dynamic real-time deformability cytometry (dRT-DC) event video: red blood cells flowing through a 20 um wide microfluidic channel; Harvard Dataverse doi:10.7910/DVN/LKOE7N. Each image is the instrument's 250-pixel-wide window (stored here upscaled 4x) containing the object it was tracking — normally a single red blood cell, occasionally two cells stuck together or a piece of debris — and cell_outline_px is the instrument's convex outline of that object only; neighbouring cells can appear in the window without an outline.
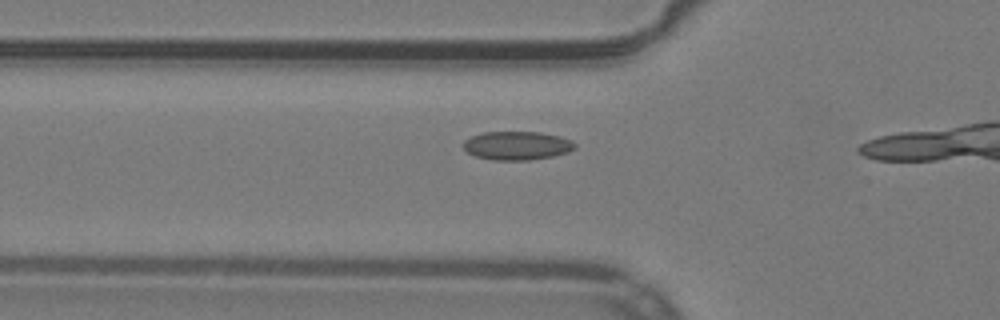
{"species": "common noctule bat (a hibernating species)", "species_latin": "Nyctalus noctula", "temperature_condition": "warm", "stored_images_in_passage": 14, "camera_frame_rate_fps": 3000, "um_per_image_px": 0.085, "animal": {"sex": "male", "body_mass_g": 19.2, "forearm_length_mm": 51.8}, "frame": {"image": 1, "passage_image": 12, "time_ms": 3.667, "image_size_px": [1000, 320], "cell_outline_px": [[576, 148], [568, 152], [552, 156], [528, 160], [492, 160], [476, 156], [468, 152], [464, 148], [464, 140], [472, 136], [484, 132], [540, 132], [560, 136], [572, 140], [576, 144]], "centroid_in_image_um": [43.97, 12.37], "position_along_channel_um": 81.8, "area_um2": 18.55}}